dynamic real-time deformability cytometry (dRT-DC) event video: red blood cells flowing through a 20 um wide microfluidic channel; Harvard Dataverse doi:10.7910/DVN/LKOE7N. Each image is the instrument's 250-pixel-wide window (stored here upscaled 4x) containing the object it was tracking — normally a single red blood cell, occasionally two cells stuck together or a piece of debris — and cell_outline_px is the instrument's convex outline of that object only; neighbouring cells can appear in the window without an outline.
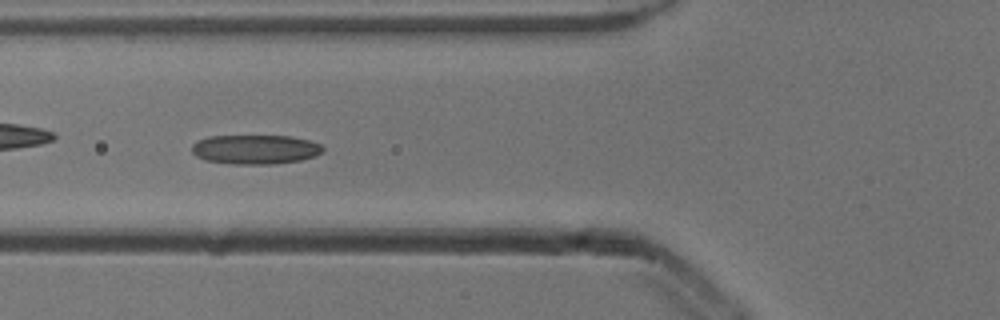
{"species": "common noctule bat (a hibernating species)", "species_latin": "Nyctalus noctula", "temperature_condition": "cold", "stored_images_in_passage": 53, "camera_frame_rate_fps": 3000, "um_per_image_px": 0.085, "animal": {"sex": "male", "body_mass_g": 13.3}, "frame": {"image": 1, "passage_image": 19, "time_ms": 6.0, "image_size_px": [1000, 320], "cell_outline_px": [[324, 152], [316, 156], [300, 160], [272, 164], [232, 164], [204, 160], [196, 156], [192, 152], [192, 144], [208, 136], [292, 136], [308, 140], [320, 144], [324, 148]], "centroid_in_image_um": [21.71, 12.7], "position_along_channel_um": 104.1, "area_um2": 22.48}}
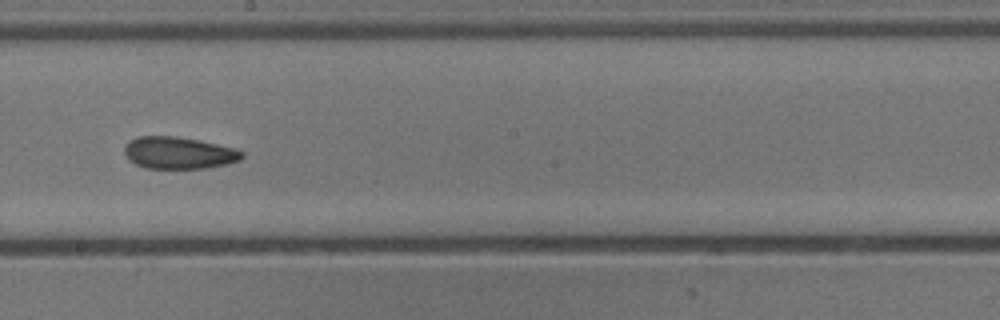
{"frame": {"image": 2, "passage_image": 29, "time_ms": 9.333, "image_size_px": [1000, 320], "cell_outline_px": [[244, 156], [240, 160], [228, 164], [208, 168], [144, 168], [128, 160], [124, 152], [124, 148], [128, 140], [136, 136], [176, 136], [200, 140], [236, 148], [244, 152]], "centroid_in_image_um": [15.2, 12.99], "position_along_channel_um": 233.0, "area_um2": 22.25}}
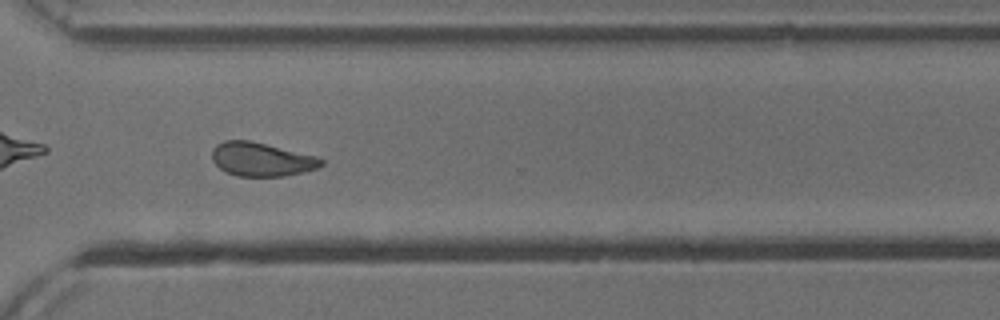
{"frame": {"image": 3, "passage_image": 38, "time_ms": 12.333, "image_size_px": [1000, 320], "cell_outline_px": [[324, 164], [316, 168], [284, 176], [236, 176], [224, 172], [212, 160], [212, 148], [216, 144], [224, 140], [252, 140], [316, 156], [324, 160]], "centroid_in_image_um": [22.18, 13.53], "position_along_channel_um": 348.4, "area_um2": 21.56}, "authors_computed_cell_mechanics": {"area_um2": 22.1952, "velocity_mm_per_s": 3.8586, "shape_relaxation_time_tau1_ms": null, "shape_relaxation_time_tau2_ms": 3.4663, "deformation_change_tau1": null, "deformation_change_tau2": 0.0905}}